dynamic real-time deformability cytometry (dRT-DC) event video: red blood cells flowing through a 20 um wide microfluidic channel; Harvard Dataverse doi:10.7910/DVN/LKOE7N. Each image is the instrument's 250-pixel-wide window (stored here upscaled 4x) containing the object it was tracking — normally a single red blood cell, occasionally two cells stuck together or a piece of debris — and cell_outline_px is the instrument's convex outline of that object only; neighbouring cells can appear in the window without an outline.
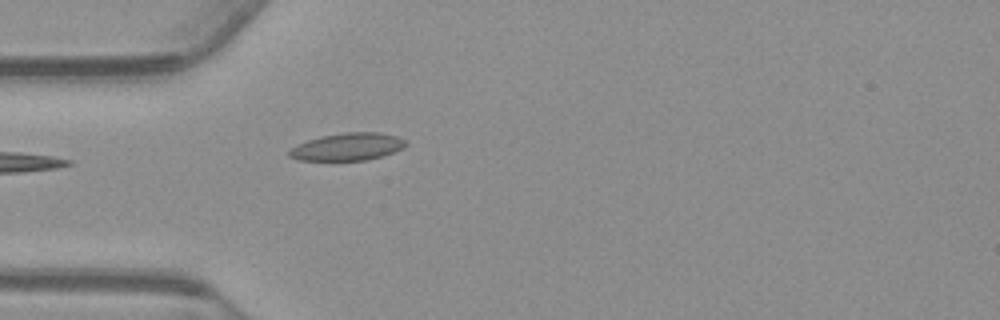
{"species": "common noctule bat (a hibernating species)", "species_latin": "Nyctalus noctula", "temperature_condition": "warm", "stored_images_in_passage": 24, "camera_frame_rate_fps": 3000, "um_per_image_px": 0.085, "animal": {"sex": "male", "body_mass_g": 23.1, "forearm_length_mm": 52.7}, "frame": {"image": 1, "passage_image": 1, "time_ms": 0.0, "image_size_px": [1000, 320], "cell_outline_px": [[408, 144], [404, 148], [368, 160], [296, 160], [288, 156], [288, 152], [296, 144], [320, 136], [344, 132], [380, 132], [396, 136], [404, 140]], "centroid_in_image_um": [29.52, 12.47], "position_along_channel_um": 55.5, "area_um2": 18.67}}